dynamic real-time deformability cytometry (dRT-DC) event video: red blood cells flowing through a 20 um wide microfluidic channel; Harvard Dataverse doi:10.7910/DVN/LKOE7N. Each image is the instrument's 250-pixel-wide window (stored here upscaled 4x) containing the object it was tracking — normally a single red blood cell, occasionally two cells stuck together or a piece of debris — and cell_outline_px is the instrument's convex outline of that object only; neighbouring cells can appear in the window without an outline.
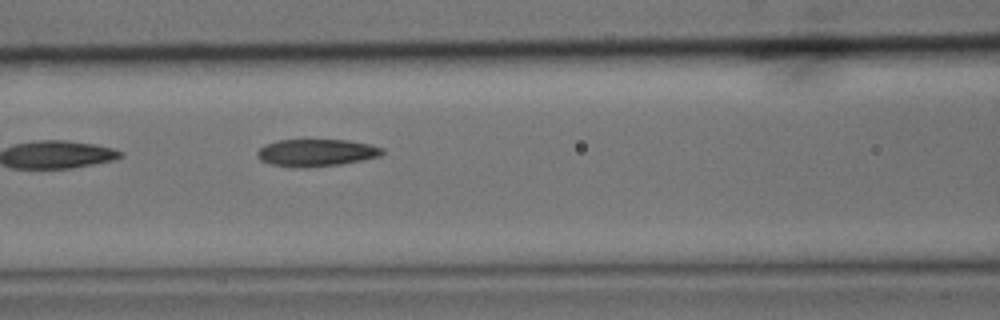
{"species": "common noctule bat (a hibernating species)", "species_latin": "Nyctalus noctula", "temperature_condition": "cold", "stored_images_in_passage": 4, "camera_frame_rate_fps": 3000, "um_per_image_px": 0.085, "animal": {"sex": "male", "body_mass_g": 15.6}, "frame": {"image": 1, "passage_image": 4, "time_ms": 1.0, "image_size_px": [1000, 320], "cell_outline_px": [[384, 152], [380, 156], [364, 160], [340, 164], [308, 168], [296, 168], [272, 164], [260, 160], [256, 156], [256, 152], [264, 144], [276, 140], [348, 140], [372, 144], [384, 148]], "centroid_in_image_um": [26.89, 12.98], "position_along_channel_um": 139.7, "area_um2": 20.17}}